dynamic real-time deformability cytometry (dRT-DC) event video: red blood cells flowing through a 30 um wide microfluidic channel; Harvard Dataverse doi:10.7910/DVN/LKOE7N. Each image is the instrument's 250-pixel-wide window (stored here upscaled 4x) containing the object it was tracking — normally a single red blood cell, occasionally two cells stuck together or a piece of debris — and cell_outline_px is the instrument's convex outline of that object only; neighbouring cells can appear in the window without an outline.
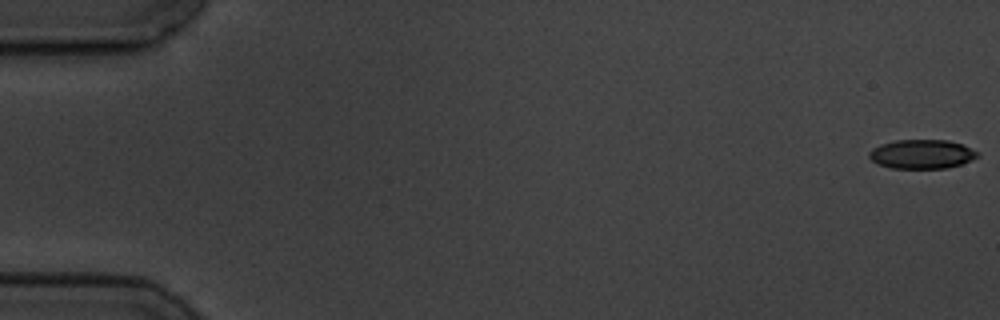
{"species": "common noctule bat (a hibernating species)", "species_latin": "Nyctalus noctula", "temperature_condition": "cold", "stored_images_in_passage": 6, "camera_frame_rate_fps": 3000, "um_per_image_px": 0.085, "animal": {"sex": "male", "body_mass_g": 19.5, "forearm_length_mm": 54.6}, "frame": {"image": 1, "passage_image": 1, "time_ms": 0.0, "image_size_px": [1000, 320], "cell_outline_px": [[980, 156], [972, 160], [948, 168], [892, 168], [876, 164], [868, 156], [868, 152], [872, 148], [880, 144], [896, 140], [948, 140], [964, 144], [980, 152]], "centroid_in_image_um": [78.38, 13.09], "position_along_channel_um": 6.6, "area_um2": 18.67}}
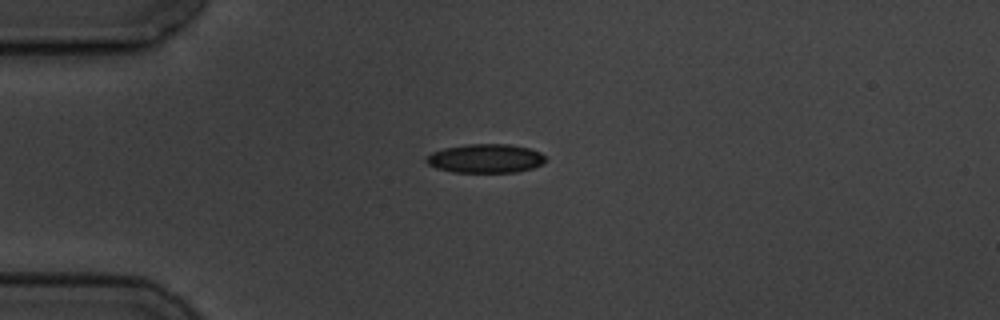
{"frame": {"image": 2, "passage_image": 5, "time_ms": 4.667, "image_size_px": [1000, 320], "cell_outline_px": [[544, 164], [532, 168], [516, 172], [452, 172], [436, 168], [428, 164], [424, 160], [432, 152], [444, 148], [468, 144], [508, 144], [528, 148], [540, 152], [544, 156]], "centroid_in_image_um": [41.26, 13.47], "position_along_channel_um": 43.7, "area_um2": 20.0}}